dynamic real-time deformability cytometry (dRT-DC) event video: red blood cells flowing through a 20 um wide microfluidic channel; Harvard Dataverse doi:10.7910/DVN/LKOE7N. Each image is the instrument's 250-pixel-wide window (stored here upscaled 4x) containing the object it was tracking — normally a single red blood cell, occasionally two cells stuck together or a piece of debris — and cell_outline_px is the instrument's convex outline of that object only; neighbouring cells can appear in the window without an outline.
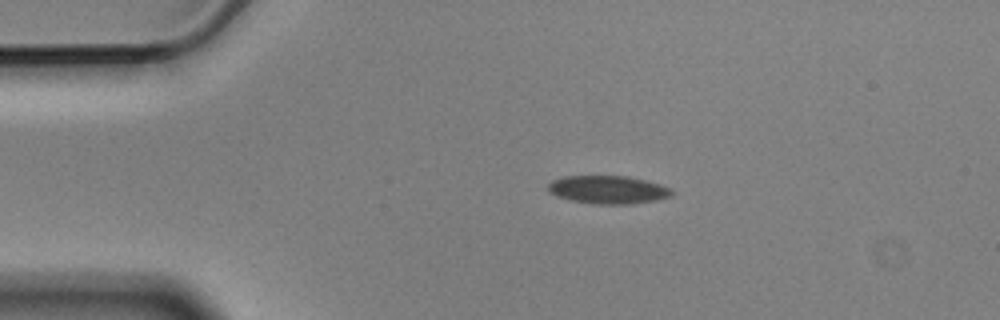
{"species": "Egyptian fruit bat (a non-hibernating species)", "species_latin": "Rousettus aegyptiacus", "temperature_condition": "cold", "stored_images_in_passage": 4, "camera_frame_rate_fps": 3000, "um_per_image_px": 0.085, "animal": {"sex": "male"}, "frame": {"image": 1, "passage_image": 2, "time_ms": 0.333, "image_size_px": [1000, 320], "cell_outline_px": [[672, 196], [656, 200], [628, 204], [592, 204], [572, 200], [556, 196], [548, 192], [548, 184], [552, 180], [564, 176], [628, 176], [660, 184], [668, 188], [672, 192]], "centroid_in_image_um": [51.64, 16.12], "position_along_channel_um": 33.4, "area_um2": 20.17}}
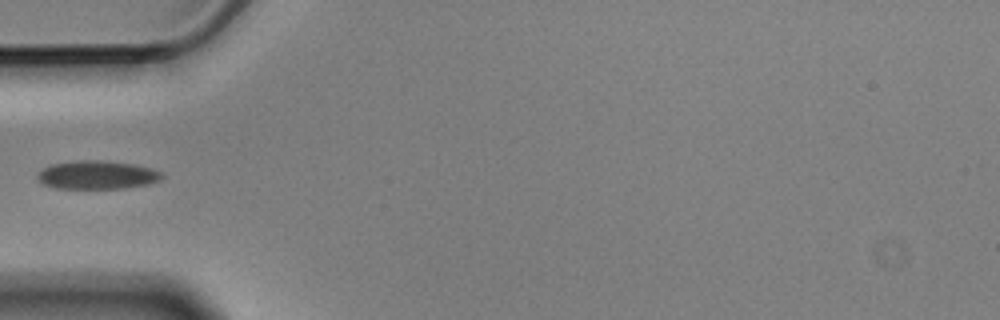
{"frame": {"image": 2, "passage_image": 4, "time_ms": 1.0, "image_size_px": [1000, 320], "cell_outline_px": [[164, 176], [160, 180], [148, 184], [124, 188], [56, 188], [44, 184], [36, 176], [44, 168], [52, 164], [76, 160], [100, 160], [132, 164], [152, 168], [160, 172]], "centroid_in_image_um": [8.27, 14.86], "position_along_channel_um": 76.7, "area_um2": 20.4}}